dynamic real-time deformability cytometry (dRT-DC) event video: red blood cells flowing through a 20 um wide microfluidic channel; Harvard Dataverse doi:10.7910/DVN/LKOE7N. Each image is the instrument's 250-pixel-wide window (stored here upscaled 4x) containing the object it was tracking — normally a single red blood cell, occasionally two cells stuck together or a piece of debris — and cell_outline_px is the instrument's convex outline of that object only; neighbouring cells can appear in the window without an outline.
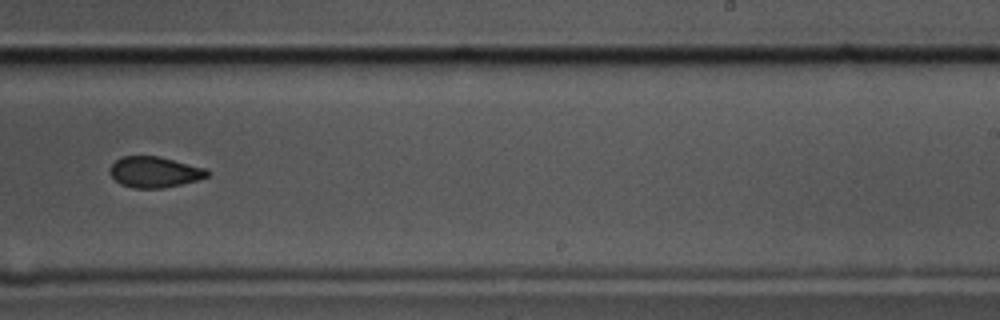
{"species": "common noctule bat (a hibernating species)", "species_latin": "Nyctalus noctula", "temperature_condition": "cold", "stored_images_in_passage": 11, "camera_frame_rate_fps": 3000, "um_per_image_px": 0.085, "animal": {"sex": "male", "body_mass_g": 17.5, "forearm_length_mm": 52.3}, "frame": {"image": 1, "passage_image": 10, "time_ms": 3.0, "image_size_px": [1000, 320], "cell_outline_px": [[208, 176], [196, 180], [164, 188], [132, 188], [120, 184], [108, 172], [108, 168], [116, 160], [124, 156], [160, 156], [204, 168], [208, 172]], "centroid_in_image_um": [13.08, 14.62], "position_along_channel_um": 275.9, "area_um2": 17.4}}
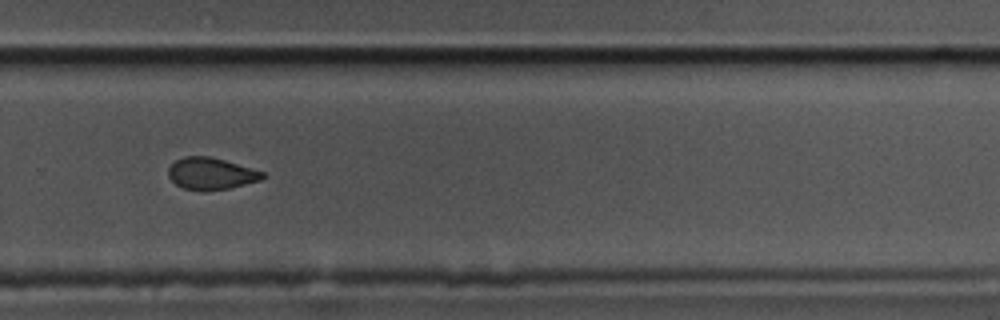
{"frame": {"image": 2, "passage_image": 11, "time_ms": 3.333, "image_size_px": [1000, 320], "cell_outline_px": [[264, 176], [260, 180], [228, 188], [204, 192], [184, 188], [176, 184], [168, 176], [168, 168], [176, 160], [184, 156], [208, 156], [224, 160], [264, 172]], "centroid_in_image_um": [17.9, 14.76], "position_along_channel_um": 311.9, "area_um2": 17.34}}